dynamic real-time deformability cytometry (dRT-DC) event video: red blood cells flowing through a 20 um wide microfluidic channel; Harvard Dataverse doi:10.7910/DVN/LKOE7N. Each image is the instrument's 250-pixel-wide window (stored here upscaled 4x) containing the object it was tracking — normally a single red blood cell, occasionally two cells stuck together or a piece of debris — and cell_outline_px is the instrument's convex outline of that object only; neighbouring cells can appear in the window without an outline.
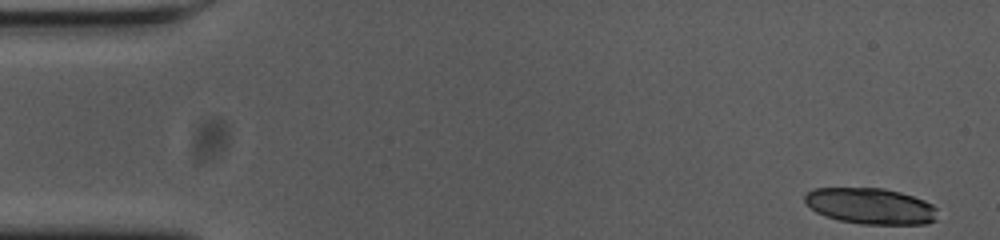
{"species": "common noctule bat (a hibernating species)", "species_latin": "Nyctalus noctula", "temperature_condition": "cold", "stored_images_in_passage": 52, "camera_frame_rate_fps": 3000, "um_per_image_px": 0.085, "animal": {"sex": "female", "body_mass_g": 23.0, "forearm_length_mm": 53.4}, "frame": {"image": 1, "passage_image": 1, "time_ms": 0.0, "image_size_px": [1000, 240], "cell_outline_px": [[936, 220], [924, 224], [860, 224], [840, 220], [824, 216], [816, 212], [804, 200], [804, 196], [812, 188], [884, 188], [900, 192], [924, 200], [932, 204], [936, 208]], "centroid_in_image_um": [73.99, 17.51], "position_along_channel_um": 11.0, "area_um2": 27.86}}
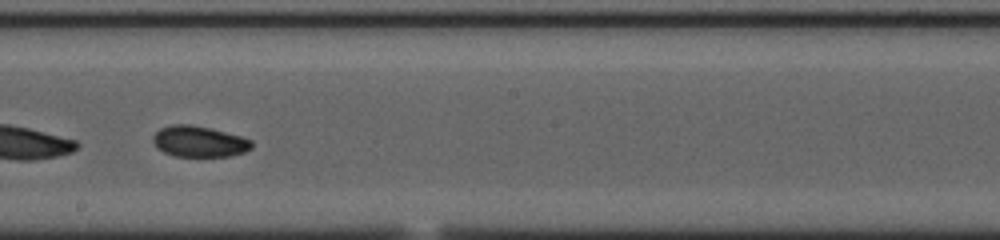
{"frame": {"image": 2, "passage_image": 30, "time_ms": 9.667, "image_size_px": [1000, 240], "cell_outline_px": [[252, 148], [244, 152], [228, 156], [176, 156], [164, 152], [156, 148], [152, 140], [152, 136], [160, 128], [172, 124], [192, 124], [240, 136], [252, 140]], "centroid_in_image_um": [16.89, 12.02], "position_along_channel_um": 231.3, "area_um2": 17.74}, "authors_computed_cell_mechanics": {"area_um2": 18.1492, "velocity_mm_per_s": 3.6315, "shape_relaxation_time_tau1_ms": null, "shape_relaxation_time_tau2_ms": 3.5881, "deformation_change_tau1": null, "deformation_change_tau2": 0.0665}}